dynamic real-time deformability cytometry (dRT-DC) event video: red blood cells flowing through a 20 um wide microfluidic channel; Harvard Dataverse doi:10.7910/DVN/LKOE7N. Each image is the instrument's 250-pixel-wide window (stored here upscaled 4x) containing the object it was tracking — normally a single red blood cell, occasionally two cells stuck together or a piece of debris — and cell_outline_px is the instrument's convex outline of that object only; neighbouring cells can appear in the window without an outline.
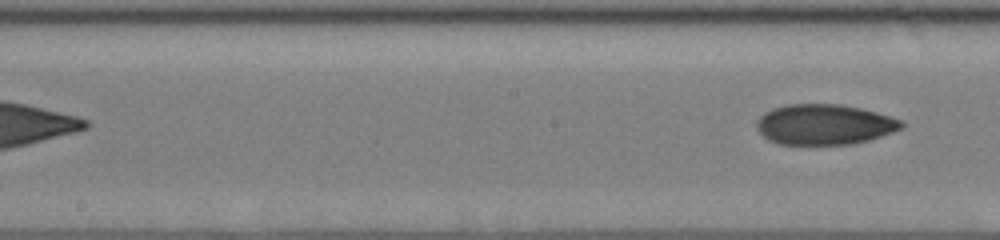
{"species": "human", "species_latin": "Homo sapiens", "temperature_condition": "cold", "stored_images_in_passage": 21, "segment_of_instrument_passage": [2, 2], "camera_frame_rate_fps": 3000, "um_per_image_px": 0.085, "donor": {"sex": "male"}, "frame": {"image": 1, "passage_image": 21, "time_ms": 9.0, "image_size_px": [1000, 240], "cell_outline_px": [[904, 128], [868, 140], [852, 144], [780, 144], [768, 140], [756, 128], [756, 120], [764, 112], [772, 108], [788, 104], [840, 104], [860, 108], [876, 112], [900, 120], [904, 124]], "centroid_in_image_um": [70.04, 10.57], "position_along_channel_um": 178.2, "area_um2": 34.04}}